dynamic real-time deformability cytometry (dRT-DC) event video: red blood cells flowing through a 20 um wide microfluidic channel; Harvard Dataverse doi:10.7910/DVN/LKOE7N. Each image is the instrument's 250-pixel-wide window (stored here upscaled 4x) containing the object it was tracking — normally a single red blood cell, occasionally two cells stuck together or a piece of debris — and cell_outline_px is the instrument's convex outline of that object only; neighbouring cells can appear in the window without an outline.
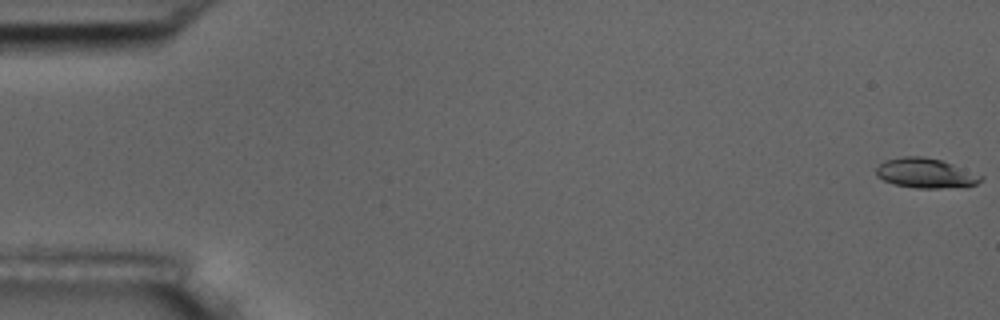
{"species": "common noctule bat (a hibernating species)", "species_latin": "Nyctalus noctula", "temperature_condition": "room temperature", "stored_images_in_passage": 57, "camera_frame_rate_fps": 3000, "um_per_image_px": 0.085, "animal": {"sex": "male", "body_mass_g": 17.5, "forearm_length_mm": 52.3}, "frame": {"image": 1, "passage_image": 1, "time_ms": 0.0, "image_size_px": [1000, 320], "cell_outline_px": [[984, 180], [968, 188], [916, 188], [892, 184], [876, 176], [876, 168], [884, 160], [904, 156], [924, 156], [940, 160], [952, 164], [984, 176]], "centroid_in_image_um": [78.71, 14.74], "position_along_channel_um": 6.3, "area_um2": 18.5}}
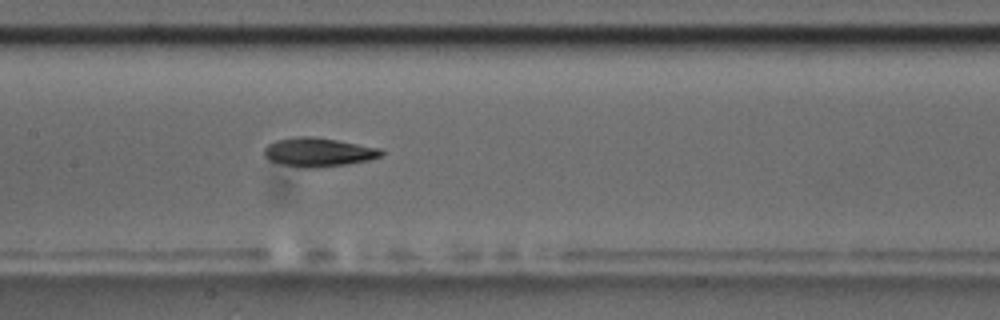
{"frame": {"image": 2, "passage_image": 28, "time_ms": 9.0, "image_size_px": [1000, 320], "cell_outline_px": [[384, 152], [380, 156], [368, 160], [344, 164], [316, 168], [304, 168], [280, 164], [268, 160], [264, 156], [264, 148], [268, 144], [276, 140], [296, 136], [312, 136], [336, 140], [380, 148]], "centroid_in_image_um": [27.0, 12.93], "position_along_channel_um": 180.4, "area_um2": 19.65}}
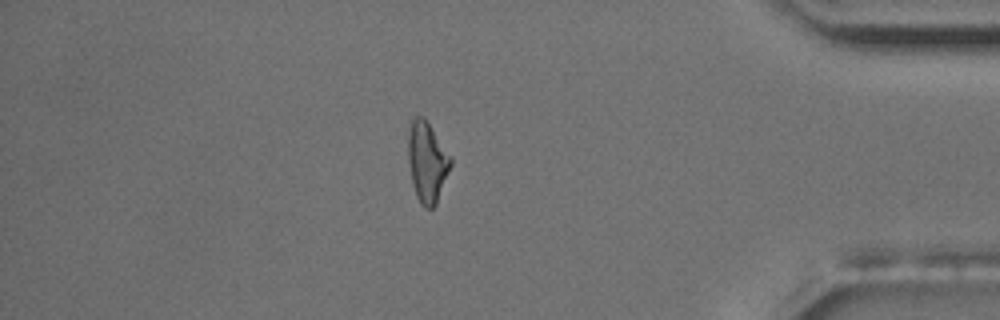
{"frame": {"image": 3, "passage_image": 49, "time_ms": 16.0, "image_size_px": [1000, 320], "cell_outline_px": [[452, 164], [436, 204], [432, 208], [424, 208], [420, 204], [416, 196], [412, 184], [408, 160], [408, 132], [412, 120], [416, 116], [424, 116], [452, 156]], "centroid_in_image_um": [36.31, 13.76], "position_along_channel_um": 398.9, "area_um2": 20.17}, "authors_computed_cell_mechanics": {"area_um2": 19.363, "velocity_mm_per_s": 3.6154, "shape_relaxation_time_tau1_ms": 5.5305, "shape_relaxation_time_tau2_ms": 5.4822, "deformation_change_tau1": 0.1902, "deformation_change_tau2": 0.1467}}